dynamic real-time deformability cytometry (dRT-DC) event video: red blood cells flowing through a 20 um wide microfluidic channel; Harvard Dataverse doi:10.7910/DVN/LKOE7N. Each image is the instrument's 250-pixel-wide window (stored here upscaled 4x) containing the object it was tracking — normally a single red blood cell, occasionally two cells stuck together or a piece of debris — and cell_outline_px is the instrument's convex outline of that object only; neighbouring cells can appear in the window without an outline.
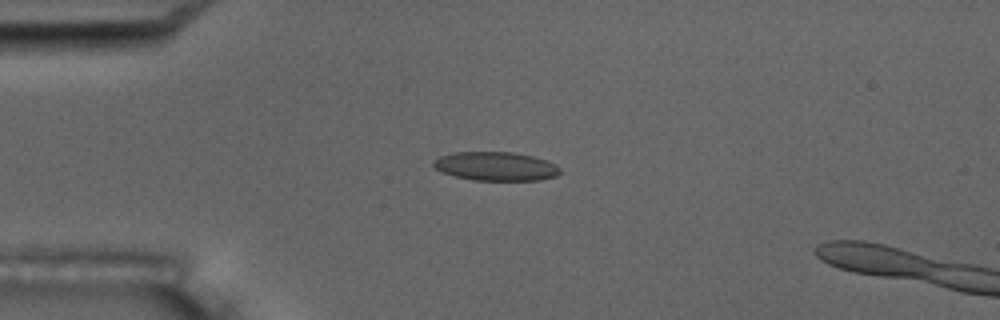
{"species": "common noctule bat (a hibernating species)", "species_latin": "Nyctalus noctula", "temperature_condition": "room temperature", "stored_images_in_passage": 4, "camera_frame_rate_fps": 3000, "um_per_image_px": 0.085, "animal": {"sex": "male", "body_mass_g": 17.5, "forearm_length_mm": 52.3}, "frame": {"image": 1, "passage_image": 4, "time_ms": 3.667, "image_size_px": [1000, 320], "cell_outline_px": [[560, 172], [556, 176], [540, 180], [472, 180], [452, 176], [440, 172], [432, 164], [440, 156], [452, 152], [512, 152], [532, 156], [548, 160], [556, 164], [560, 168]], "centroid_in_image_um": [42.14, 14.14], "position_along_channel_um": 42.9, "area_um2": 21.39}}